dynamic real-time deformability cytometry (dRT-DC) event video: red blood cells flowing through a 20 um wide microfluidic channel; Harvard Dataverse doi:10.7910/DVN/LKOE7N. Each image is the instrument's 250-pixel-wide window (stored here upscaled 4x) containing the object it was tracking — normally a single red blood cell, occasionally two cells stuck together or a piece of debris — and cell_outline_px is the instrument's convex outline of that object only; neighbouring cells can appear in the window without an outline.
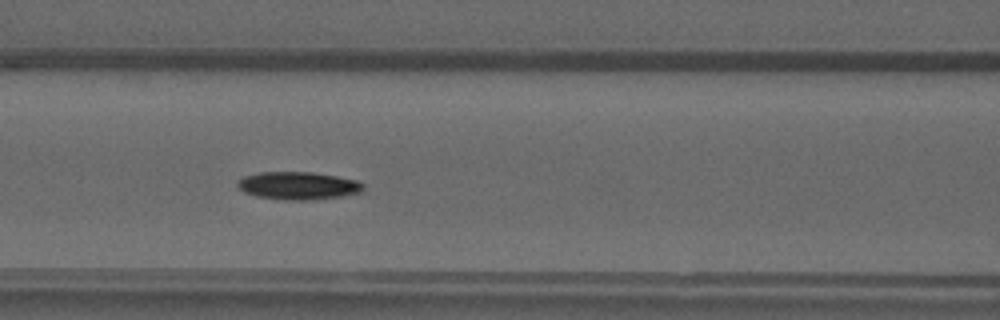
{"species": "common noctule bat (a hibernating species)", "species_latin": "Nyctalus noctula", "temperature_condition": "warm", "stored_images_in_passage": 37, "camera_frame_rate_fps": 3000, "um_per_image_px": 0.085, "animal": {"sex": "male", "forearm_length_mm": 52.5}, "frame": {"image": 1, "passage_image": 9, "time_ms": 2.667, "image_size_px": [1000, 320], "cell_outline_px": [[364, 188], [360, 192], [340, 196], [316, 200], [284, 200], [256, 196], [244, 192], [236, 188], [236, 180], [244, 176], [260, 172], [312, 172], [336, 176], [356, 180], [364, 184]], "centroid_in_image_um": [25.29, 15.78], "position_along_channel_um": 141.3, "area_um2": 20.52}}
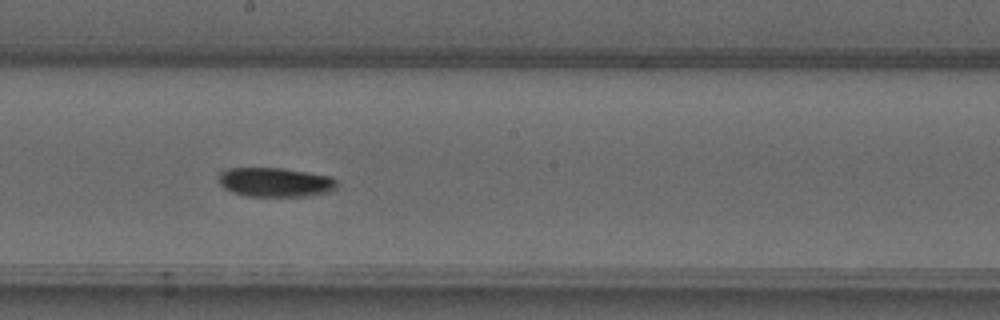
{"frame": {"image": 2, "passage_image": 15, "time_ms": 4.667, "image_size_px": [1000, 320], "cell_outline_px": [[336, 188], [332, 192], [308, 196], [248, 196], [232, 192], [224, 188], [220, 184], [220, 172], [228, 168], [280, 168], [308, 172], [332, 176], [336, 180]], "centroid_in_image_um": [23.44, 15.49], "position_along_channel_um": 224.8, "area_um2": 20.23}}
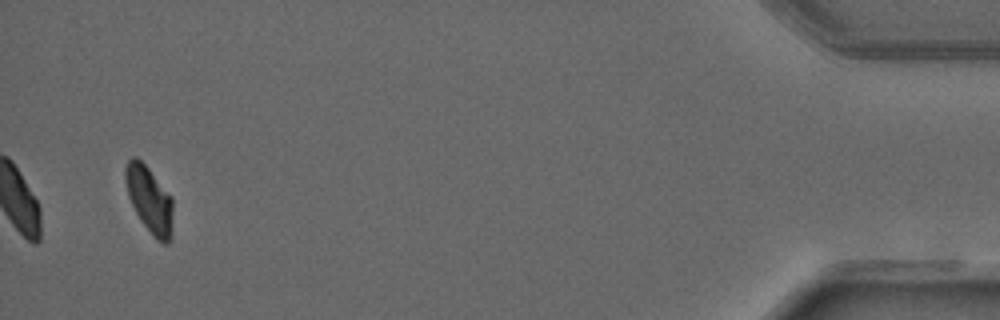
{"frame": {"image": 3, "passage_image": 35, "time_ms": 11.333, "image_size_px": [1000, 320], "cell_outline_px": [[172, 212], [168, 240], [164, 244], [156, 240], [152, 236], [140, 220], [128, 196], [124, 180], [124, 168], [128, 160], [132, 156], [136, 156], [148, 168], [172, 196]], "centroid_in_image_um": [12.65, 16.91], "position_along_channel_um": 422.5, "area_um2": 18.21}}